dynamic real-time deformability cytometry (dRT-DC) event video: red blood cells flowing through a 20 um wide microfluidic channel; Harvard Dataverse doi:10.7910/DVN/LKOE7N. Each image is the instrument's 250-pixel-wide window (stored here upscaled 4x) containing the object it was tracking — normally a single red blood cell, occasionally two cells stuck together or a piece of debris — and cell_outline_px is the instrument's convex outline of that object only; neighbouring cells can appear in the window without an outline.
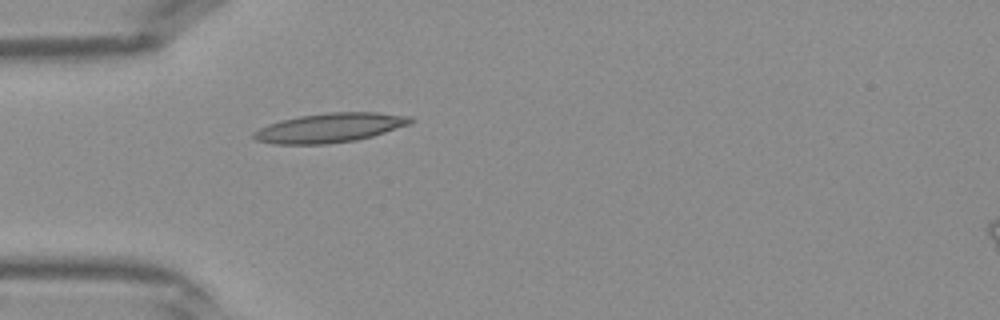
{"species": "Egyptian fruit bat (a non-hibernating species)", "species_latin": "Rousettus aegyptiacus", "temperature_condition": "warm", "stored_images_in_passage": 30, "camera_frame_rate_fps": 3000, "um_per_image_px": 0.085, "frame": {"image": 1, "passage_image": 1, "time_ms": 0.0, "image_size_px": [1000, 320], "cell_outline_px": [[416, 120], [412, 124], [372, 136], [356, 140], [328, 144], [272, 144], [256, 140], [252, 136], [252, 132], [268, 124], [280, 120], [300, 116], [328, 112], [376, 112], [412, 116]], "centroid_in_image_um": [28.07, 10.86], "position_along_channel_um": 56.9, "area_um2": 27.05}}
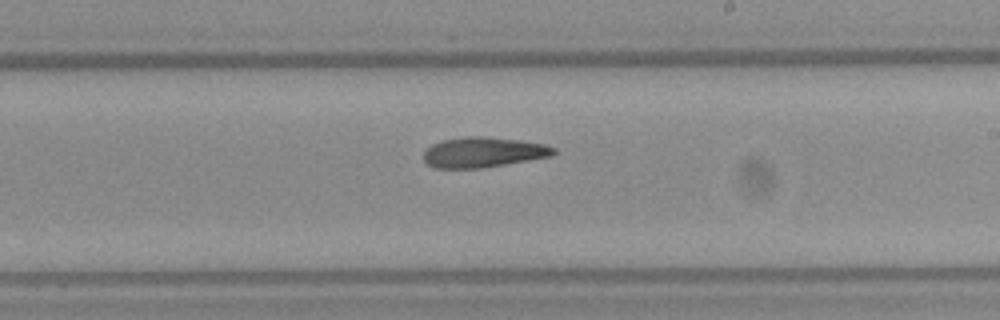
{"frame": {"image": 2, "passage_image": 13, "time_ms": 4.0, "image_size_px": [1000, 320], "cell_outline_px": [[556, 152], [552, 156], [480, 168], [436, 168], [428, 164], [424, 160], [424, 152], [432, 144], [444, 140], [468, 136], [484, 136], [520, 140], [544, 144], [556, 148]], "centroid_in_image_um": [41.09, 12.94], "position_along_channel_um": 247.9, "area_um2": 22.72}}
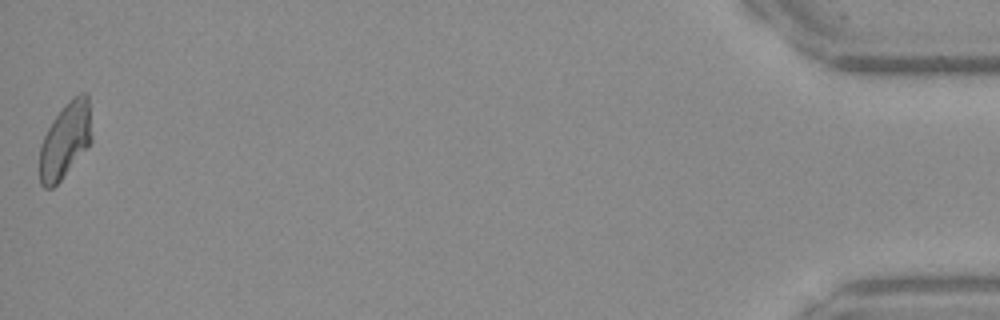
{"frame": {"image": 3, "passage_image": 30, "time_ms": 9.667, "image_size_px": [1000, 320], "cell_outline_px": [[92, 140], [60, 180], [52, 188], [44, 188], [40, 184], [40, 144], [52, 120], [64, 104], [72, 96], [80, 92], [84, 92], [88, 96], [92, 136]], "centroid_in_image_um": [5.54, 11.88], "position_along_channel_um": 429.7, "area_um2": 22.77}}